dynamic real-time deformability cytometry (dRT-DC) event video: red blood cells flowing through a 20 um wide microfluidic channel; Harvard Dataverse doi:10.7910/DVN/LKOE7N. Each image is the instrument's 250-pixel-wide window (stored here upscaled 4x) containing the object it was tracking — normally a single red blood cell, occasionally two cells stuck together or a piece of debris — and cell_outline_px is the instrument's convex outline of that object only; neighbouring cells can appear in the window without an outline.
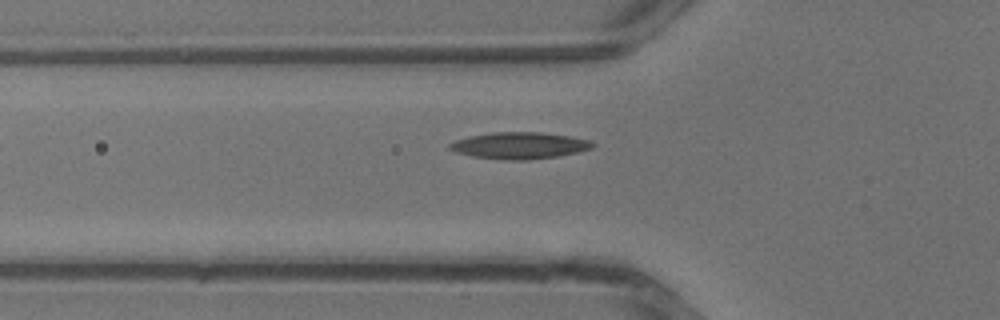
{"species": "common noctule bat (a hibernating species)", "species_latin": "Nyctalus noctula", "temperature_condition": "warm", "stored_images_in_passage": 29, "camera_frame_rate_fps": 3000, "um_per_image_px": 0.085, "animal": {"sex": "male", "body_mass_g": 13.3}, "frame": {"image": 1, "passage_image": 4, "time_ms": 1.0, "image_size_px": [1000, 320], "cell_outline_px": [[596, 144], [592, 148], [576, 152], [556, 156], [528, 160], [504, 160], [472, 156], [456, 152], [448, 148], [448, 144], [456, 140], [468, 136], [492, 132], [540, 132], [568, 136], [592, 140]], "centroid_in_image_um": [44.14, 12.36], "position_along_channel_um": 81.7, "area_um2": 22.2}}
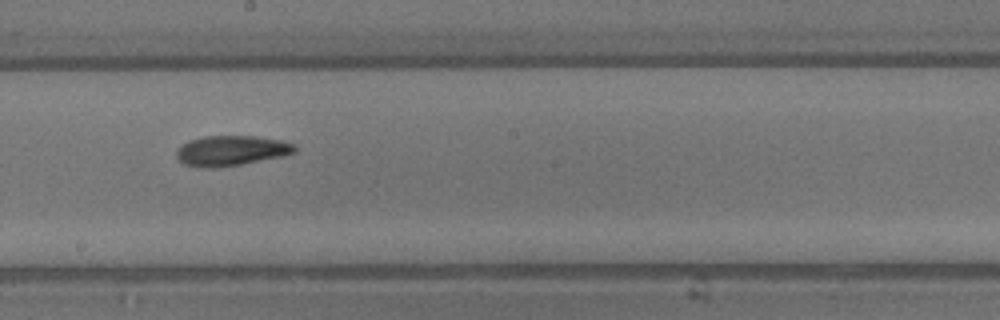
{"frame": {"image": 2, "passage_image": 12, "time_ms": 3.667, "image_size_px": [1000, 320], "cell_outline_px": [[296, 152], [280, 156], [240, 164], [212, 168], [204, 168], [184, 164], [176, 156], [176, 152], [180, 144], [188, 140], [204, 136], [256, 136], [280, 140], [296, 144]], "centroid_in_image_um": [19.62, 12.79], "position_along_channel_um": 228.6, "area_um2": 20.69}}
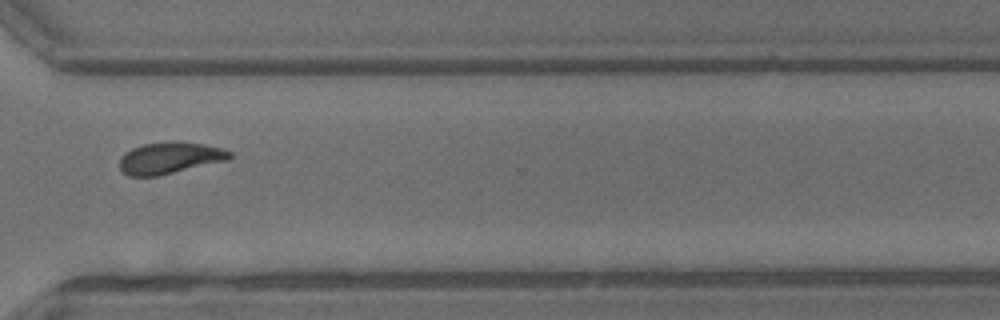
{"frame": {"image": 3, "passage_image": 19, "time_ms": 6.0, "image_size_px": [1000, 320], "cell_outline_px": [[232, 156], [228, 160], [160, 176], [128, 176], [120, 168], [120, 156], [124, 152], [132, 148], [144, 144], [204, 144], [220, 148], [232, 152]], "centroid_in_image_um": [14.41, 13.48], "position_along_channel_um": 356.2, "area_um2": 19.65}}